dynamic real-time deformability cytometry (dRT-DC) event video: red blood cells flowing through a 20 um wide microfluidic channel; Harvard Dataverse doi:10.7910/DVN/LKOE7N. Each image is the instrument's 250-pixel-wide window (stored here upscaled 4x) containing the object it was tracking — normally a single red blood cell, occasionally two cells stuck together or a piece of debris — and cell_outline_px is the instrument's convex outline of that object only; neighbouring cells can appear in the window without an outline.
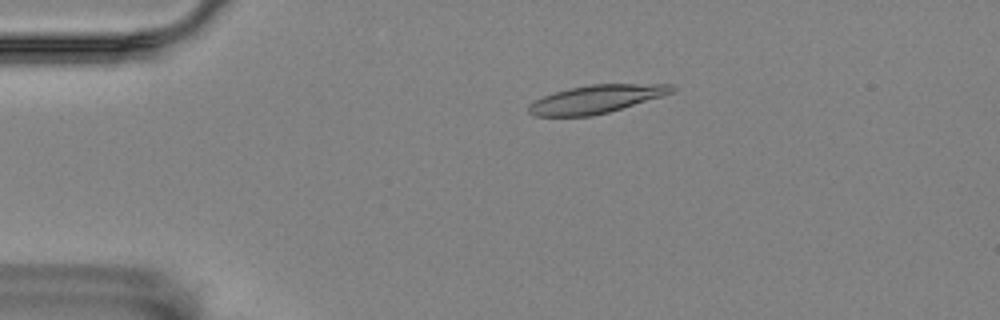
{"species": "Egyptian fruit bat (a non-hibernating species)", "species_latin": "Rousettus aegyptiacus", "temperature_condition": "room temperature", "stored_images_in_passage": 57, "camera_frame_rate_fps": 3000, "um_per_image_px": 0.085, "animal": {"sex": "female"}, "frame": {"image": 1, "passage_image": 12, "time_ms": 3.667, "image_size_px": [1000, 320], "cell_outline_px": [[676, 88], [672, 92], [660, 96], [608, 112], [592, 116], [536, 116], [528, 112], [528, 104], [552, 92], [568, 88], [588, 84], [672, 84]], "centroid_in_image_um": [50.62, 8.42], "position_along_channel_um": 34.4, "area_um2": 23.24}}
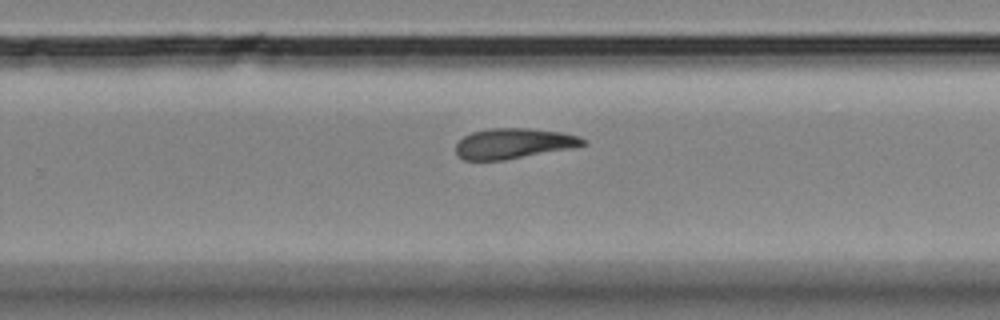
{"frame": {"image": 2, "passage_image": 37, "time_ms": 12.0, "image_size_px": [1000, 320], "cell_outline_px": [[588, 144], [576, 148], [504, 160], [464, 160], [456, 152], [456, 144], [464, 136], [472, 132], [488, 128], [528, 128], [564, 132], [580, 136], [588, 140]], "centroid_in_image_um": [43.75, 12.19], "position_along_channel_um": 286.0, "area_um2": 22.89}}
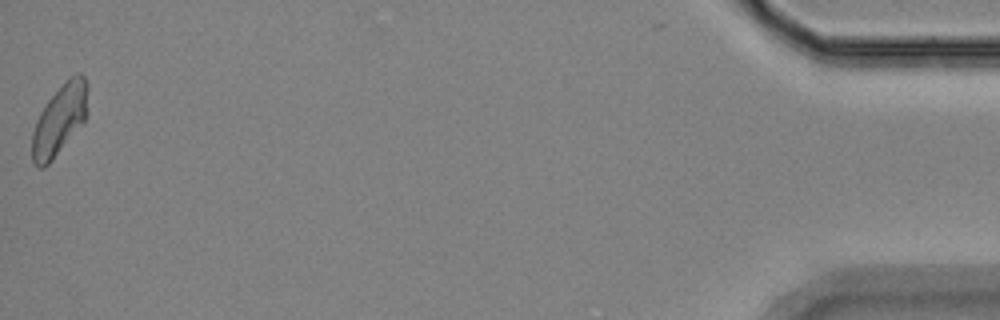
{"frame": {"image": 3, "passage_image": 57, "time_ms": 18.667, "image_size_px": [1000, 320], "cell_outline_px": [[88, 112], [84, 124], [52, 160], [44, 168], [40, 168], [32, 160], [32, 132], [36, 120], [40, 112], [48, 100], [76, 72], [80, 72], [84, 76], [88, 84]], "centroid_in_image_um": [5.1, 10.19], "position_along_channel_um": 430.1, "area_um2": 23.0}, "authors_computed_cell_mechanics": {"area_um2": 23.0622, "velocity_mm_per_s": 3.5254, "shape_relaxation_time_tau1_ms": 6.9858, "shape_relaxation_time_tau2_ms": 5.454, "deformation_change_tau1": 0.171, "deformation_change_tau2": 0.1325}}